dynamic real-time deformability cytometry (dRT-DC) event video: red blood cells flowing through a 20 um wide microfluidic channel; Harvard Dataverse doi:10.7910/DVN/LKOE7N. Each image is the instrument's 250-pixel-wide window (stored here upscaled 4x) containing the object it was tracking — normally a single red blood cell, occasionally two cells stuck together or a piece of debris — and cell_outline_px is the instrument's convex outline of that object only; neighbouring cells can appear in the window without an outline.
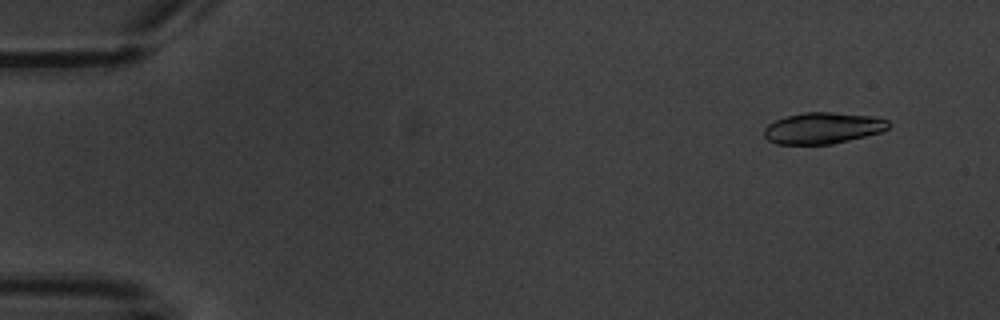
{"species": "common noctule bat (a hibernating species)", "species_latin": "Nyctalus noctula", "temperature_condition": "warm", "stored_images_in_passage": 6, "segment_of_instrument_passage": [2, 2], "camera_frame_rate_fps": 3000, "um_per_image_px": 0.085, "animal": {"sex": "male", "body_mass_g": 20.1, "forearm_length_mm": 53.5}, "frame": {"image": 1, "passage_image": 6, "time_ms": 7.0, "image_size_px": [1000, 320], "cell_outline_px": [[892, 124], [888, 128], [880, 132], [832, 144], [776, 144], [768, 140], [764, 136], [764, 128], [768, 124], [784, 116], [804, 112], [832, 112], [872, 116], [888, 120]], "centroid_in_image_um": [69.92, 10.88], "position_along_channel_um": 15.1, "area_um2": 22.72}}